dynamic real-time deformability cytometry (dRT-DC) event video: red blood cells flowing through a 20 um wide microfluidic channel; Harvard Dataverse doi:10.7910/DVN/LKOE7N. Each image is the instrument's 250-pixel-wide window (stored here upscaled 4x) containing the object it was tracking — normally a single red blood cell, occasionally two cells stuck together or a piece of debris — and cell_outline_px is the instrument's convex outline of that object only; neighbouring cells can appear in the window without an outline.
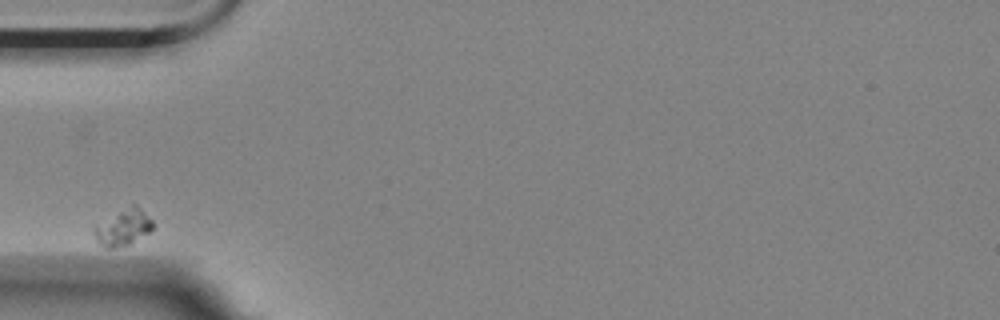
{"species": "Egyptian fruit bat (a non-hibernating species)", "species_latin": "Rousettus aegyptiacus", "temperature_condition": "room temperature", "stored_images_in_passage": 9, "camera_frame_rate_fps": 3000, "um_per_image_px": 0.085, "animal": {"sex": "female"}, "frame": {"image": 1, "passage_image": 1, "time_ms": 0.0, "image_size_px": [1000, 320], "cell_outline_px": [[152, 232], [128, 244], [116, 248], [104, 248], [96, 240], [92, 232], [92, 224], [132, 204], [136, 204], [152, 220]], "centroid_in_image_um": [10.4, 19.33], "position_along_channel_um": 74.6, "area_um2": 12.77}}
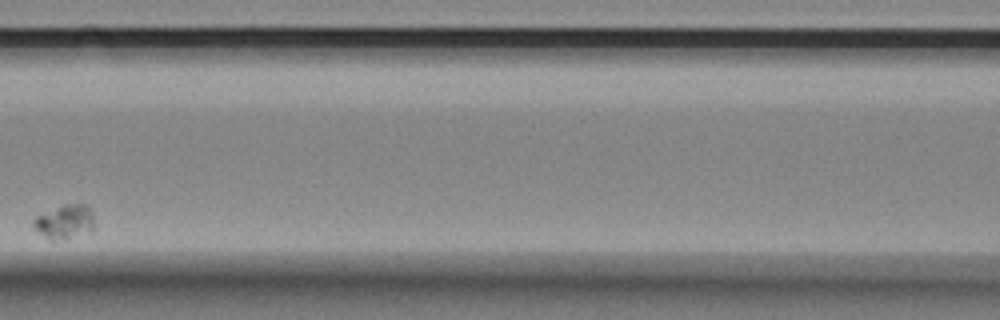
{"frame": {"image": 2, "passage_image": 4, "time_ms": 1.0, "image_size_px": [1000, 320], "cell_outline_px": [[92, 232], [52, 240], [40, 232], [32, 224], [32, 220], [36, 216], [64, 204], [84, 204], [92, 212]], "centroid_in_image_um": [5.49, 18.82], "position_along_channel_um": 161.1, "area_um2": 11.56}}
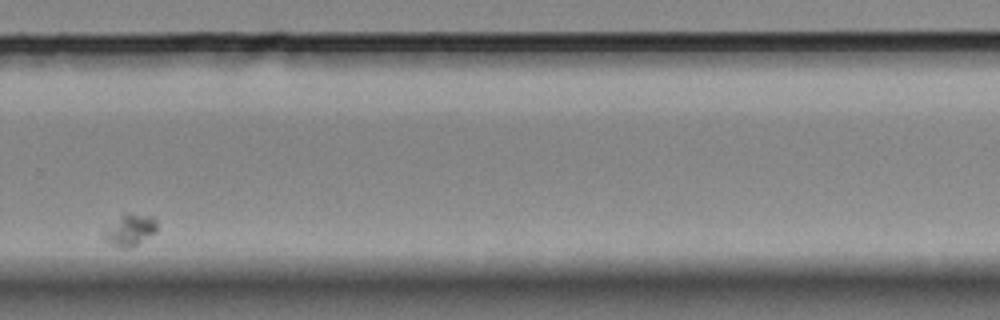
{"frame": {"image": 3, "passage_image": 8, "time_ms": 2.333, "image_size_px": [1000, 320], "cell_outline_px": [[156, 232], [136, 244], [128, 248], [120, 248], [104, 240], [100, 232], [100, 228], [124, 212], [128, 212], [152, 216], [156, 220]], "centroid_in_image_um": [10.93, 19.51], "position_along_channel_um": 318.9, "area_um2": 10.29}}